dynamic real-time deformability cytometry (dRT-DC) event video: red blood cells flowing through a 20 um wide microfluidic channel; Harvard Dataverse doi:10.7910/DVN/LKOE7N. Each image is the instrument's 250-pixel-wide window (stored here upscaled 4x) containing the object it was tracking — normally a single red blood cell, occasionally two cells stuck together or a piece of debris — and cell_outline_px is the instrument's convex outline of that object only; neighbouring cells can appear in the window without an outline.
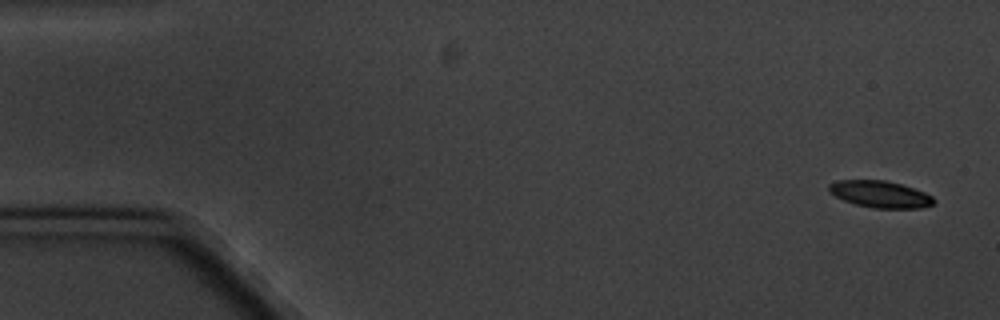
{"species": "common noctule bat (a hibernating species)", "species_latin": "Nyctalus noctula", "temperature_condition": "cold", "stored_images_in_passage": 5, "camera_frame_rate_fps": 3000, "um_per_image_px": 0.085, "animal": {"sex": "male", "body_mass_g": 20.1, "forearm_length_mm": 53.5}, "frame": {"image": 1, "passage_image": 1, "time_ms": 0.0, "image_size_px": [1000, 320], "cell_outline_px": [[936, 200], [932, 204], [920, 208], [872, 208], [856, 204], [844, 200], [828, 192], [828, 184], [836, 180], [888, 180], [924, 192], [932, 196]], "centroid_in_image_um": [74.79, 16.5], "position_along_channel_um": 10.2, "area_um2": 16.36}}
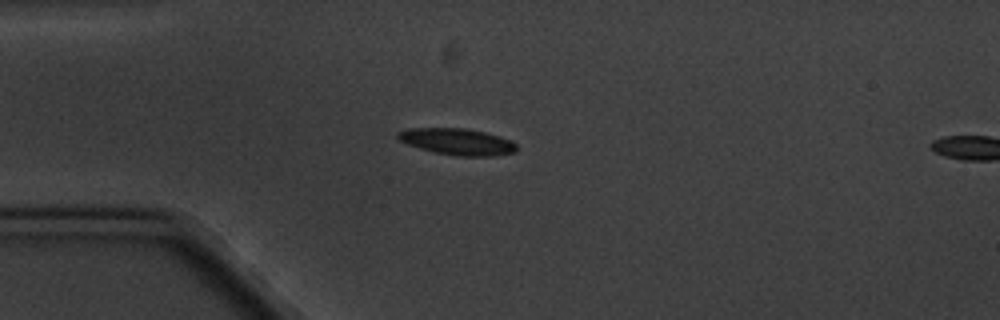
{"frame": {"image": 2, "passage_image": 4, "time_ms": 4.333, "image_size_px": [1000, 320], "cell_outline_px": [[516, 152], [496, 156], [456, 156], [432, 152], [408, 144], [400, 140], [396, 136], [396, 132], [408, 128], [464, 128], [484, 132], [500, 136], [516, 144]], "centroid_in_image_um": [38.85, 12.04], "position_along_channel_um": 46.1, "area_um2": 18.38}}